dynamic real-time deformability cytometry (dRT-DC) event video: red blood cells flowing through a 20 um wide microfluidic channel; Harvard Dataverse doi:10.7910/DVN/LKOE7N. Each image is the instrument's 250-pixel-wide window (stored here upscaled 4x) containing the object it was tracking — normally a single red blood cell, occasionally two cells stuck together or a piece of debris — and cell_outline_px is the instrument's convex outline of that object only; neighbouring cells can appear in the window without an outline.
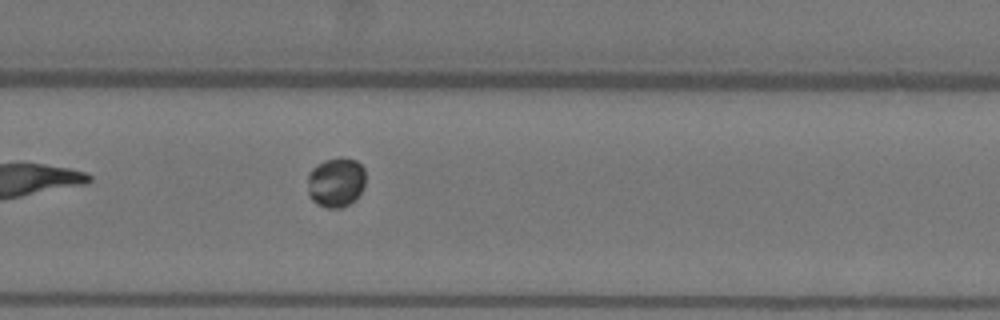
{"species": "Egyptian fruit bat (a non-hibernating species)", "species_latin": "Rousettus aegyptiacus", "temperature_condition": "warm", "stored_images_in_passage": 12, "segment_of_instrument_passage": [2, 2], "camera_frame_rate_fps": 3000, "um_per_image_px": 0.085, "animal": {"sex": "female"}, "frame": {"image": 1, "passage_image": 12, "time_ms": 3.667, "image_size_px": [1000, 320], "cell_outline_px": [[364, 188], [356, 200], [340, 208], [328, 208], [316, 204], [308, 196], [308, 172], [316, 164], [324, 160], [340, 156], [356, 160], [364, 168]], "centroid_in_image_um": [28.54, 15.48], "position_along_channel_um": 301.3, "area_um2": 17.17}}